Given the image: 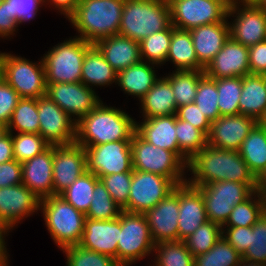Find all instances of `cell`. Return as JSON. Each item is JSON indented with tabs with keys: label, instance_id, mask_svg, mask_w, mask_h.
<instances>
[{
	"label": "cell",
	"instance_id": "obj_16",
	"mask_svg": "<svg viewBox=\"0 0 266 266\" xmlns=\"http://www.w3.org/2000/svg\"><path fill=\"white\" fill-rule=\"evenodd\" d=\"M46 95L76 122L102 102L95 89L82 82L47 84Z\"/></svg>",
	"mask_w": 266,
	"mask_h": 266
},
{
	"label": "cell",
	"instance_id": "obj_38",
	"mask_svg": "<svg viewBox=\"0 0 266 266\" xmlns=\"http://www.w3.org/2000/svg\"><path fill=\"white\" fill-rule=\"evenodd\" d=\"M153 253L154 263L149 266H194V256L184 241L155 244Z\"/></svg>",
	"mask_w": 266,
	"mask_h": 266
},
{
	"label": "cell",
	"instance_id": "obj_48",
	"mask_svg": "<svg viewBox=\"0 0 266 266\" xmlns=\"http://www.w3.org/2000/svg\"><path fill=\"white\" fill-rule=\"evenodd\" d=\"M242 259L266 264V211L253 225V231L250 233V245L242 255Z\"/></svg>",
	"mask_w": 266,
	"mask_h": 266
},
{
	"label": "cell",
	"instance_id": "obj_13",
	"mask_svg": "<svg viewBox=\"0 0 266 266\" xmlns=\"http://www.w3.org/2000/svg\"><path fill=\"white\" fill-rule=\"evenodd\" d=\"M87 171L98 178L133 172L131 140H120L85 148Z\"/></svg>",
	"mask_w": 266,
	"mask_h": 266
},
{
	"label": "cell",
	"instance_id": "obj_24",
	"mask_svg": "<svg viewBox=\"0 0 266 266\" xmlns=\"http://www.w3.org/2000/svg\"><path fill=\"white\" fill-rule=\"evenodd\" d=\"M206 221L208 219L200 190L188 182L179 184V241H184Z\"/></svg>",
	"mask_w": 266,
	"mask_h": 266
},
{
	"label": "cell",
	"instance_id": "obj_17",
	"mask_svg": "<svg viewBox=\"0 0 266 266\" xmlns=\"http://www.w3.org/2000/svg\"><path fill=\"white\" fill-rule=\"evenodd\" d=\"M39 199L22 183L0 188V225L9 232L25 218L40 212Z\"/></svg>",
	"mask_w": 266,
	"mask_h": 266
},
{
	"label": "cell",
	"instance_id": "obj_9",
	"mask_svg": "<svg viewBox=\"0 0 266 266\" xmlns=\"http://www.w3.org/2000/svg\"><path fill=\"white\" fill-rule=\"evenodd\" d=\"M2 78L20 98L38 99L46 95L45 67L41 57L33 62L25 57L2 52Z\"/></svg>",
	"mask_w": 266,
	"mask_h": 266
},
{
	"label": "cell",
	"instance_id": "obj_47",
	"mask_svg": "<svg viewBox=\"0 0 266 266\" xmlns=\"http://www.w3.org/2000/svg\"><path fill=\"white\" fill-rule=\"evenodd\" d=\"M67 266H120L111 256L101 254L79 244L62 248Z\"/></svg>",
	"mask_w": 266,
	"mask_h": 266
},
{
	"label": "cell",
	"instance_id": "obj_25",
	"mask_svg": "<svg viewBox=\"0 0 266 266\" xmlns=\"http://www.w3.org/2000/svg\"><path fill=\"white\" fill-rule=\"evenodd\" d=\"M229 19L190 30L199 64L205 69L230 37Z\"/></svg>",
	"mask_w": 266,
	"mask_h": 266
},
{
	"label": "cell",
	"instance_id": "obj_31",
	"mask_svg": "<svg viewBox=\"0 0 266 266\" xmlns=\"http://www.w3.org/2000/svg\"><path fill=\"white\" fill-rule=\"evenodd\" d=\"M81 82L92 89L94 86L102 88L117 84V72L94 44L85 53Z\"/></svg>",
	"mask_w": 266,
	"mask_h": 266
},
{
	"label": "cell",
	"instance_id": "obj_59",
	"mask_svg": "<svg viewBox=\"0 0 266 266\" xmlns=\"http://www.w3.org/2000/svg\"><path fill=\"white\" fill-rule=\"evenodd\" d=\"M9 235V231L0 225V266H9V254L7 251V245L5 242L6 237ZM6 236V237H5Z\"/></svg>",
	"mask_w": 266,
	"mask_h": 266
},
{
	"label": "cell",
	"instance_id": "obj_19",
	"mask_svg": "<svg viewBox=\"0 0 266 266\" xmlns=\"http://www.w3.org/2000/svg\"><path fill=\"white\" fill-rule=\"evenodd\" d=\"M155 244L179 241V185L155 207L144 213Z\"/></svg>",
	"mask_w": 266,
	"mask_h": 266
},
{
	"label": "cell",
	"instance_id": "obj_39",
	"mask_svg": "<svg viewBox=\"0 0 266 266\" xmlns=\"http://www.w3.org/2000/svg\"><path fill=\"white\" fill-rule=\"evenodd\" d=\"M98 180L99 178L95 174L87 171L59 196L75 209L86 214L91 204L95 183Z\"/></svg>",
	"mask_w": 266,
	"mask_h": 266
},
{
	"label": "cell",
	"instance_id": "obj_66",
	"mask_svg": "<svg viewBox=\"0 0 266 266\" xmlns=\"http://www.w3.org/2000/svg\"><path fill=\"white\" fill-rule=\"evenodd\" d=\"M2 79V52L0 51V80Z\"/></svg>",
	"mask_w": 266,
	"mask_h": 266
},
{
	"label": "cell",
	"instance_id": "obj_10",
	"mask_svg": "<svg viewBox=\"0 0 266 266\" xmlns=\"http://www.w3.org/2000/svg\"><path fill=\"white\" fill-rule=\"evenodd\" d=\"M171 24L192 30L201 25L224 22L231 0H167Z\"/></svg>",
	"mask_w": 266,
	"mask_h": 266
},
{
	"label": "cell",
	"instance_id": "obj_36",
	"mask_svg": "<svg viewBox=\"0 0 266 266\" xmlns=\"http://www.w3.org/2000/svg\"><path fill=\"white\" fill-rule=\"evenodd\" d=\"M266 211L265 196L255 191L247 200L236 204L222 227L253 226Z\"/></svg>",
	"mask_w": 266,
	"mask_h": 266
},
{
	"label": "cell",
	"instance_id": "obj_50",
	"mask_svg": "<svg viewBox=\"0 0 266 266\" xmlns=\"http://www.w3.org/2000/svg\"><path fill=\"white\" fill-rule=\"evenodd\" d=\"M19 99L18 93L2 78L0 80V123L8 125Z\"/></svg>",
	"mask_w": 266,
	"mask_h": 266
},
{
	"label": "cell",
	"instance_id": "obj_27",
	"mask_svg": "<svg viewBox=\"0 0 266 266\" xmlns=\"http://www.w3.org/2000/svg\"><path fill=\"white\" fill-rule=\"evenodd\" d=\"M136 132L154 146L173 151L180 158L175 130V114L136 121Z\"/></svg>",
	"mask_w": 266,
	"mask_h": 266
},
{
	"label": "cell",
	"instance_id": "obj_58",
	"mask_svg": "<svg viewBox=\"0 0 266 266\" xmlns=\"http://www.w3.org/2000/svg\"><path fill=\"white\" fill-rule=\"evenodd\" d=\"M13 156V142L10 132L0 138V164L11 161Z\"/></svg>",
	"mask_w": 266,
	"mask_h": 266
},
{
	"label": "cell",
	"instance_id": "obj_52",
	"mask_svg": "<svg viewBox=\"0 0 266 266\" xmlns=\"http://www.w3.org/2000/svg\"><path fill=\"white\" fill-rule=\"evenodd\" d=\"M252 231L253 226L222 227V236L240 255H243L250 245Z\"/></svg>",
	"mask_w": 266,
	"mask_h": 266
},
{
	"label": "cell",
	"instance_id": "obj_15",
	"mask_svg": "<svg viewBox=\"0 0 266 266\" xmlns=\"http://www.w3.org/2000/svg\"><path fill=\"white\" fill-rule=\"evenodd\" d=\"M39 134L50 145H69L76 142V124L47 95L37 99Z\"/></svg>",
	"mask_w": 266,
	"mask_h": 266
},
{
	"label": "cell",
	"instance_id": "obj_6",
	"mask_svg": "<svg viewBox=\"0 0 266 266\" xmlns=\"http://www.w3.org/2000/svg\"><path fill=\"white\" fill-rule=\"evenodd\" d=\"M92 45L74 36L52 46L42 57L46 84L81 82L85 53Z\"/></svg>",
	"mask_w": 266,
	"mask_h": 266
},
{
	"label": "cell",
	"instance_id": "obj_29",
	"mask_svg": "<svg viewBox=\"0 0 266 266\" xmlns=\"http://www.w3.org/2000/svg\"><path fill=\"white\" fill-rule=\"evenodd\" d=\"M139 102L140 113L146 119L174 115L178 108L170 82L164 76L156 81Z\"/></svg>",
	"mask_w": 266,
	"mask_h": 266
},
{
	"label": "cell",
	"instance_id": "obj_54",
	"mask_svg": "<svg viewBox=\"0 0 266 266\" xmlns=\"http://www.w3.org/2000/svg\"><path fill=\"white\" fill-rule=\"evenodd\" d=\"M17 13L18 25L34 20L42 7V0H7Z\"/></svg>",
	"mask_w": 266,
	"mask_h": 266
},
{
	"label": "cell",
	"instance_id": "obj_53",
	"mask_svg": "<svg viewBox=\"0 0 266 266\" xmlns=\"http://www.w3.org/2000/svg\"><path fill=\"white\" fill-rule=\"evenodd\" d=\"M18 27L17 13L13 12V8L7 0L2 1L0 3V39H11Z\"/></svg>",
	"mask_w": 266,
	"mask_h": 266
},
{
	"label": "cell",
	"instance_id": "obj_57",
	"mask_svg": "<svg viewBox=\"0 0 266 266\" xmlns=\"http://www.w3.org/2000/svg\"><path fill=\"white\" fill-rule=\"evenodd\" d=\"M80 0H42L43 6L46 4L49 5V7L52 5L54 6V10L57 9L58 12L65 16L66 19H68L76 10L77 5L79 4Z\"/></svg>",
	"mask_w": 266,
	"mask_h": 266
},
{
	"label": "cell",
	"instance_id": "obj_20",
	"mask_svg": "<svg viewBox=\"0 0 266 266\" xmlns=\"http://www.w3.org/2000/svg\"><path fill=\"white\" fill-rule=\"evenodd\" d=\"M257 121L243 114L220 116L211 123L207 145L218 149L238 151Z\"/></svg>",
	"mask_w": 266,
	"mask_h": 266
},
{
	"label": "cell",
	"instance_id": "obj_35",
	"mask_svg": "<svg viewBox=\"0 0 266 266\" xmlns=\"http://www.w3.org/2000/svg\"><path fill=\"white\" fill-rule=\"evenodd\" d=\"M175 130L180 149V159L189 161L207 145V136L190 122L178 119L175 114Z\"/></svg>",
	"mask_w": 266,
	"mask_h": 266
},
{
	"label": "cell",
	"instance_id": "obj_63",
	"mask_svg": "<svg viewBox=\"0 0 266 266\" xmlns=\"http://www.w3.org/2000/svg\"><path fill=\"white\" fill-rule=\"evenodd\" d=\"M264 129H266V111L263 116L257 121Z\"/></svg>",
	"mask_w": 266,
	"mask_h": 266
},
{
	"label": "cell",
	"instance_id": "obj_56",
	"mask_svg": "<svg viewBox=\"0 0 266 266\" xmlns=\"http://www.w3.org/2000/svg\"><path fill=\"white\" fill-rule=\"evenodd\" d=\"M248 49L250 74L266 75V40Z\"/></svg>",
	"mask_w": 266,
	"mask_h": 266
},
{
	"label": "cell",
	"instance_id": "obj_60",
	"mask_svg": "<svg viewBox=\"0 0 266 266\" xmlns=\"http://www.w3.org/2000/svg\"><path fill=\"white\" fill-rule=\"evenodd\" d=\"M256 191L266 197V169L256 178Z\"/></svg>",
	"mask_w": 266,
	"mask_h": 266
},
{
	"label": "cell",
	"instance_id": "obj_8",
	"mask_svg": "<svg viewBox=\"0 0 266 266\" xmlns=\"http://www.w3.org/2000/svg\"><path fill=\"white\" fill-rule=\"evenodd\" d=\"M155 243L144 213L121 211V231L117 242V263L131 266L153 254Z\"/></svg>",
	"mask_w": 266,
	"mask_h": 266
},
{
	"label": "cell",
	"instance_id": "obj_32",
	"mask_svg": "<svg viewBox=\"0 0 266 266\" xmlns=\"http://www.w3.org/2000/svg\"><path fill=\"white\" fill-rule=\"evenodd\" d=\"M168 61L174 64L176 71L204 70L198 62L190 31L172 25V38L166 58Z\"/></svg>",
	"mask_w": 266,
	"mask_h": 266
},
{
	"label": "cell",
	"instance_id": "obj_26",
	"mask_svg": "<svg viewBox=\"0 0 266 266\" xmlns=\"http://www.w3.org/2000/svg\"><path fill=\"white\" fill-rule=\"evenodd\" d=\"M94 45L117 73L141 61L139 42L128 37L112 35Z\"/></svg>",
	"mask_w": 266,
	"mask_h": 266
},
{
	"label": "cell",
	"instance_id": "obj_21",
	"mask_svg": "<svg viewBox=\"0 0 266 266\" xmlns=\"http://www.w3.org/2000/svg\"><path fill=\"white\" fill-rule=\"evenodd\" d=\"M249 49L231 36L222 49L204 69V74L212 79L241 77L250 74Z\"/></svg>",
	"mask_w": 266,
	"mask_h": 266
},
{
	"label": "cell",
	"instance_id": "obj_4",
	"mask_svg": "<svg viewBox=\"0 0 266 266\" xmlns=\"http://www.w3.org/2000/svg\"><path fill=\"white\" fill-rule=\"evenodd\" d=\"M170 25L167 0H125L118 35L140 42Z\"/></svg>",
	"mask_w": 266,
	"mask_h": 266
},
{
	"label": "cell",
	"instance_id": "obj_46",
	"mask_svg": "<svg viewBox=\"0 0 266 266\" xmlns=\"http://www.w3.org/2000/svg\"><path fill=\"white\" fill-rule=\"evenodd\" d=\"M14 159L23 163L45 151L50 144L39 133H11Z\"/></svg>",
	"mask_w": 266,
	"mask_h": 266
},
{
	"label": "cell",
	"instance_id": "obj_30",
	"mask_svg": "<svg viewBox=\"0 0 266 266\" xmlns=\"http://www.w3.org/2000/svg\"><path fill=\"white\" fill-rule=\"evenodd\" d=\"M240 114L258 121L266 111V75L248 74L242 78Z\"/></svg>",
	"mask_w": 266,
	"mask_h": 266
},
{
	"label": "cell",
	"instance_id": "obj_37",
	"mask_svg": "<svg viewBox=\"0 0 266 266\" xmlns=\"http://www.w3.org/2000/svg\"><path fill=\"white\" fill-rule=\"evenodd\" d=\"M38 133L39 116L37 99L20 98L7 125L10 133Z\"/></svg>",
	"mask_w": 266,
	"mask_h": 266
},
{
	"label": "cell",
	"instance_id": "obj_2",
	"mask_svg": "<svg viewBox=\"0 0 266 266\" xmlns=\"http://www.w3.org/2000/svg\"><path fill=\"white\" fill-rule=\"evenodd\" d=\"M124 110L100 102L76 124V143L86 148L107 142L132 140L136 120Z\"/></svg>",
	"mask_w": 266,
	"mask_h": 266
},
{
	"label": "cell",
	"instance_id": "obj_5",
	"mask_svg": "<svg viewBox=\"0 0 266 266\" xmlns=\"http://www.w3.org/2000/svg\"><path fill=\"white\" fill-rule=\"evenodd\" d=\"M40 211L48 233L60 250L79 244L84 230L85 214L59 195L42 199Z\"/></svg>",
	"mask_w": 266,
	"mask_h": 266
},
{
	"label": "cell",
	"instance_id": "obj_65",
	"mask_svg": "<svg viewBox=\"0 0 266 266\" xmlns=\"http://www.w3.org/2000/svg\"><path fill=\"white\" fill-rule=\"evenodd\" d=\"M236 3H253L255 0H231Z\"/></svg>",
	"mask_w": 266,
	"mask_h": 266
},
{
	"label": "cell",
	"instance_id": "obj_3",
	"mask_svg": "<svg viewBox=\"0 0 266 266\" xmlns=\"http://www.w3.org/2000/svg\"><path fill=\"white\" fill-rule=\"evenodd\" d=\"M125 0H80L68 18L81 38L91 44L118 35Z\"/></svg>",
	"mask_w": 266,
	"mask_h": 266
},
{
	"label": "cell",
	"instance_id": "obj_40",
	"mask_svg": "<svg viewBox=\"0 0 266 266\" xmlns=\"http://www.w3.org/2000/svg\"><path fill=\"white\" fill-rule=\"evenodd\" d=\"M171 38L172 24L167 29L155 32L140 41L141 60L157 66L166 64Z\"/></svg>",
	"mask_w": 266,
	"mask_h": 266
},
{
	"label": "cell",
	"instance_id": "obj_12",
	"mask_svg": "<svg viewBox=\"0 0 266 266\" xmlns=\"http://www.w3.org/2000/svg\"><path fill=\"white\" fill-rule=\"evenodd\" d=\"M177 185L158 174L133 169L127 212L145 213L172 193Z\"/></svg>",
	"mask_w": 266,
	"mask_h": 266
},
{
	"label": "cell",
	"instance_id": "obj_43",
	"mask_svg": "<svg viewBox=\"0 0 266 266\" xmlns=\"http://www.w3.org/2000/svg\"><path fill=\"white\" fill-rule=\"evenodd\" d=\"M240 255L222 236L206 253L194 257V266H237Z\"/></svg>",
	"mask_w": 266,
	"mask_h": 266
},
{
	"label": "cell",
	"instance_id": "obj_44",
	"mask_svg": "<svg viewBox=\"0 0 266 266\" xmlns=\"http://www.w3.org/2000/svg\"><path fill=\"white\" fill-rule=\"evenodd\" d=\"M222 237V226L206 221L184 240L190 253L195 257L208 252Z\"/></svg>",
	"mask_w": 266,
	"mask_h": 266
},
{
	"label": "cell",
	"instance_id": "obj_49",
	"mask_svg": "<svg viewBox=\"0 0 266 266\" xmlns=\"http://www.w3.org/2000/svg\"><path fill=\"white\" fill-rule=\"evenodd\" d=\"M113 200L124 210L128 204L132 172L111 174L99 178Z\"/></svg>",
	"mask_w": 266,
	"mask_h": 266
},
{
	"label": "cell",
	"instance_id": "obj_14",
	"mask_svg": "<svg viewBox=\"0 0 266 266\" xmlns=\"http://www.w3.org/2000/svg\"><path fill=\"white\" fill-rule=\"evenodd\" d=\"M227 18L233 20L229 22L230 36L238 43L250 47L266 40V10L231 1Z\"/></svg>",
	"mask_w": 266,
	"mask_h": 266
},
{
	"label": "cell",
	"instance_id": "obj_62",
	"mask_svg": "<svg viewBox=\"0 0 266 266\" xmlns=\"http://www.w3.org/2000/svg\"><path fill=\"white\" fill-rule=\"evenodd\" d=\"M252 4L266 10V0H255Z\"/></svg>",
	"mask_w": 266,
	"mask_h": 266
},
{
	"label": "cell",
	"instance_id": "obj_23",
	"mask_svg": "<svg viewBox=\"0 0 266 266\" xmlns=\"http://www.w3.org/2000/svg\"><path fill=\"white\" fill-rule=\"evenodd\" d=\"M21 165L24 186L41 200L53 196V145Z\"/></svg>",
	"mask_w": 266,
	"mask_h": 266
},
{
	"label": "cell",
	"instance_id": "obj_51",
	"mask_svg": "<svg viewBox=\"0 0 266 266\" xmlns=\"http://www.w3.org/2000/svg\"><path fill=\"white\" fill-rule=\"evenodd\" d=\"M176 117L178 119L190 122L195 128L201 130L206 136L209 134L211 122L206 118V116L194 102L178 107Z\"/></svg>",
	"mask_w": 266,
	"mask_h": 266
},
{
	"label": "cell",
	"instance_id": "obj_11",
	"mask_svg": "<svg viewBox=\"0 0 266 266\" xmlns=\"http://www.w3.org/2000/svg\"><path fill=\"white\" fill-rule=\"evenodd\" d=\"M195 187L203 195L207 219L221 226L228 220L233 207L255 192L249 184L226 180Z\"/></svg>",
	"mask_w": 266,
	"mask_h": 266
},
{
	"label": "cell",
	"instance_id": "obj_55",
	"mask_svg": "<svg viewBox=\"0 0 266 266\" xmlns=\"http://www.w3.org/2000/svg\"><path fill=\"white\" fill-rule=\"evenodd\" d=\"M22 183V165L15 159L0 164V188Z\"/></svg>",
	"mask_w": 266,
	"mask_h": 266
},
{
	"label": "cell",
	"instance_id": "obj_34",
	"mask_svg": "<svg viewBox=\"0 0 266 266\" xmlns=\"http://www.w3.org/2000/svg\"><path fill=\"white\" fill-rule=\"evenodd\" d=\"M165 75L174 92L177 107L194 102L199 79L204 75V70H173Z\"/></svg>",
	"mask_w": 266,
	"mask_h": 266
},
{
	"label": "cell",
	"instance_id": "obj_41",
	"mask_svg": "<svg viewBox=\"0 0 266 266\" xmlns=\"http://www.w3.org/2000/svg\"><path fill=\"white\" fill-rule=\"evenodd\" d=\"M218 107L221 116L240 114L239 100L242 91L241 77L216 79Z\"/></svg>",
	"mask_w": 266,
	"mask_h": 266
},
{
	"label": "cell",
	"instance_id": "obj_18",
	"mask_svg": "<svg viewBox=\"0 0 266 266\" xmlns=\"http://www.w3.org/2000/svg\"><path fill=\"white\" fill-rule=\"evenodd\" d=\"M87 172L85 148L76 142L53 145V195H60Z\"/></svg>",
	"mask_w": 266,
	"mask_h": 266
},
{
	"label": "cell",
	"instance_id": "obj_64",
	"mask_svg": "<svg viewBox=\"0 0 266 266\" xmlns=\"http://www.w3.org/2000/svg\"><path fill=\"white\" fill-rule=\"evenodd\" d=\"M7 126L0 123V138L7 133Z\"/></svg>",
	"mask_w": 266,
	"mask_h": 266
},
{
	"label": "cell",
	"instance_id": "obj_1",
	"mask_svg": "<svg viewBox=\"0 0 266 266\" xmlns=\"http://www.w3.org/2000/svg\"><path fill=\"white\" fill-rule=\"evenodd\" d=\"M187 172L191 175L187 182L192 186L226 180L249 184L256 191V177L238 151L206 145L189 161Z\"/></svg>",
	"mask_w": 266,
	"mask_h": 266
},
{
	"label": "cell",
	"instance_id": "obj_61",
	"mask_svg": "<svg viewBox=\"0 0 266 266\" xmlns=\"http://www.w3.org/2000/svg\"><path fill=\"white\" fill-rule=\"evenodd\" d=\"M237 266H266V264L258 263V262L256 263V262L245 261L242 259Z\"/></svg>",
	"mask_w": 266,
	"mask_h": 266
},
{
	"label": "cell",
	"instance_id": "obj_45",
	"mask_svg": "<svg viewBox=\"0 0 266 266\" xmlns=\"http://www.w3.org/2000/svg\"><path fill=\"white\" fill-rule=\"evenodd\" d=\"M194 103L211 123L221 116L216 79L209 78L205 74L199 79Z\"/></svg>",
	"mask_w": 266,
	"mask_h": 266
},
{
	"label": "cell",
	"instance_id": "obj_7",
	"mask_svg": "<svg viewBox=\"0 0 266 266\" xmlns=\"http://www.w3.org/2000/svg\"><path fill=\"white\" fill-rule=\"evenodd\" d=\"M132 168L165 176L176 185L187 182V165L173 152L144 140L136 131L131 140Z\"/></svg>",
	"mask_w": 266,
	"mask_h": 266
},
{
	"label": "cell",
	"instance_id": "obj_33",
	"mask_svg": "<svg viewBox=\"0 0 266 266\" xmlns=\"http://www.w3.org/2000/svg\"><path fill=\"white\" fill-rule=\"evenodd\" d=\"M238 152L257 178L266 169V129L257 122Z\"/></svg>",
	"mask_w": 266,
	"mask_h": 266
},
{
	"label": "cell",
	"instance_id": "obj_42",
	"mask_svg": "<svg viewBox=\"0 0 266 266\" xmlns=\"http://www.w3.org/2000/svg\"><path fill=\"white\" fill-rule=\"evenodd\" d=\"M122 208L113 200L102 181L95 183L90 207L86 218L93 220H111L119 217Z\"/></svg>",
	"mask_w": 266,
	"mask_h": 266
},
{
	"label": "cell",
	"instance_id": "obj_28",
	"mask_svg": "<svg viewBox=\"0 0 266 266\" xmlns=\"http://www.w3.org/2000/svg\"><path fill=\"white\" fill-rule=\"evenodd\" d=\"M155 64L140 61L117 73V84L127 95L141 100L160 78L155 71Z\"/></svg>",
	"mask_w": 266,
	"mask_h": 266
},
{
	"label": "cell",
	"instance_id": "obj_22",
	"mask_svg": "<svg viewBox=\"0 0 266 266\" xmlns=\"http://www.w3.org/2000/svg\"><path fill=\"white\" fill-rule=\"evenodd\" d=\"M121 231V213L111 220H93L86 218L79 245L83 248L105 254L117 262V242Z\"/></svg>",
	"mask_w": 266,
	"mask_h": 266
}]
</instances>
